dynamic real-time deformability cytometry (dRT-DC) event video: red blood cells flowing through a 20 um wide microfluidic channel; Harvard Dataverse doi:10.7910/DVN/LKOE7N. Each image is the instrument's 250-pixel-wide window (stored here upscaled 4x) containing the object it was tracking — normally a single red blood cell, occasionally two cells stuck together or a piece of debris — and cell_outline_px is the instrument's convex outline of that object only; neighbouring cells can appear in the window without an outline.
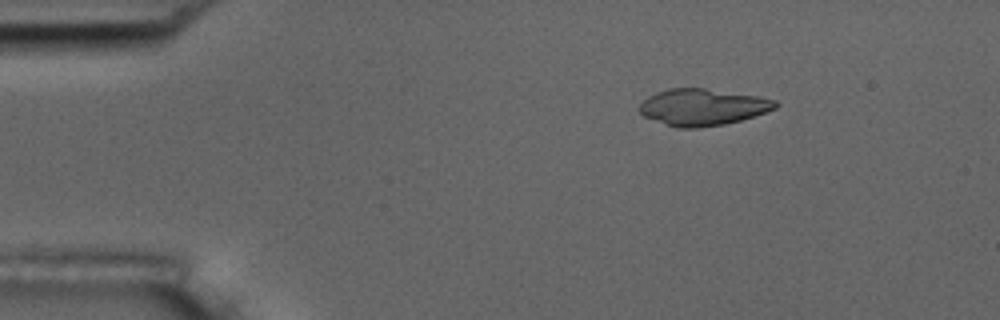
{"species": "common noctule bat (a hibernating species)", "species_latin": "Nyctalus noctula", "temperature_condition": "room temperature", "stored_images_in_passage": 5, "camera_frame_rate_fps": 3000, "um_per_image_px": 0.085, "animal": {"sex": "male", "body_mass_g": 17.5, "forearm_length_mm": 52.3}, "frame": {"image": 1, "passage_image": 3, "time_ms": 2.333, "image_size_px": [1000, 320], "cell_outline_px": [[780, 104], [776, 108], [740, 120], [724, 124], [700, 128], [676, 128], [644, 116], [640, 112], [640, 104], [648, 96], [656, 92], [668, 88], [704, 88], [760, 96], [776, 100]], "centroid_in_image_um": [59.73, 9.1], "position_along_channel_um": 25.3, "area_um2": 28.96}}